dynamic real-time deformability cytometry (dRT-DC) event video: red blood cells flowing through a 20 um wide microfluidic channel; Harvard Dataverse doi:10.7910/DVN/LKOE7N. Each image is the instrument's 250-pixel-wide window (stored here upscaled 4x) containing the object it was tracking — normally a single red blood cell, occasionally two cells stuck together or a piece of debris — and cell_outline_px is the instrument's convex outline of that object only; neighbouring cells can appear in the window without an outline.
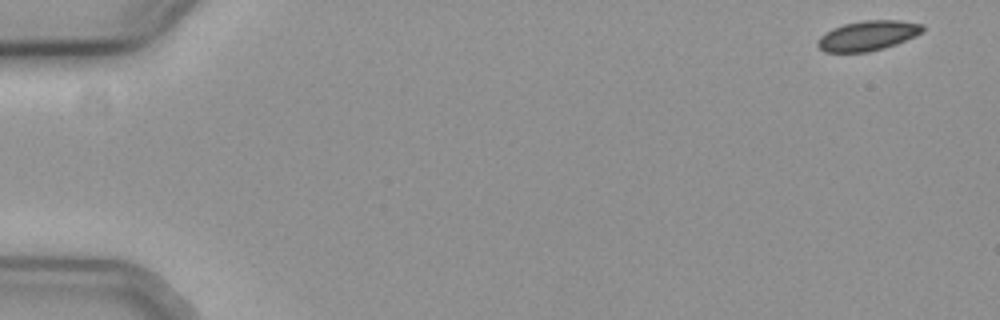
{"species": "common noctule bat (a hibernating species)", "species_latin": "Nyctalus noctula", "temperature_condition": "cold", "stored_images_in_passage": 55, "camera_frame_rate_fps": 3000, "um_per_image_px": 0.085, "animal": {"sex": "female", "body_mass_g": 19.3, "forearm_length_mm": 54.1}, "frame": {"image": 1, "passage_image": 1, "time_ms": 0.0, "image_size_px": [1000, 320], "cell_outline_px": [[924, 32], [916, 36], [896, 44], [884, 48], [868, 52], [824, 52], [816, 44], [816, 40], [820, 36], [832, 28], [844, 24], [864, 20], [896, 20], [924, 24]], "centroid_in_image_um": [73.77, 3.03], "position_along_channel_um": 11.2, "area_um2": 18.44}}
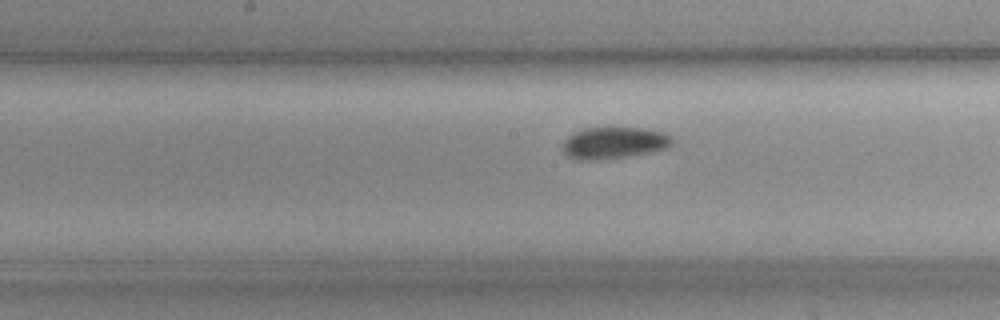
{"frame": {"image": 2, "passage_image": 28, "time_ms": 9.0, "image_size_px": [1000, 320], "cell_outline_px": [[676, 140], [668, 148], [652, 152], [628, 156], [596, 160], [580, 160], [568, 156], [560, 148], [560, 144], [568, 136], [576, 132], [588, 128], [612, 124], [640, 128], [664, 132], [672, 136]], "centroid_in_image_um": [52.21, 12.1], "position_along_channel_um": 196.0, "area_um2": 21.15}}
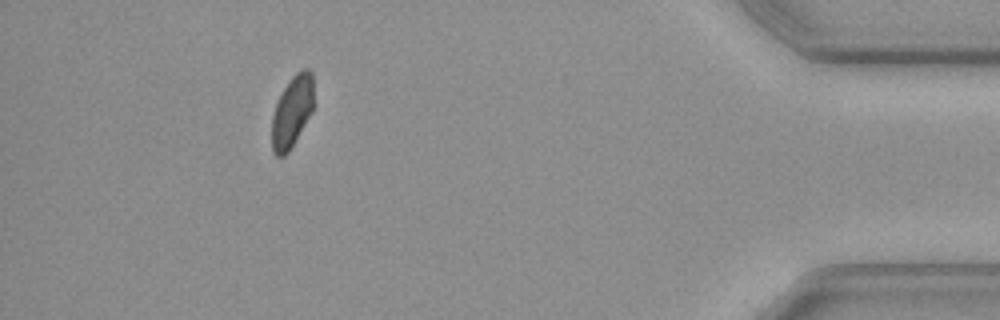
{"frame": {"image": 3, "passage_image": 50, "time_ms": 16.333, "image_size_px": [1000, 320], "cell_outline_px": [[312, 112], [288, 152], [284, 156], [276, 156], [272, 152], [272, 116], [276, 104], [284, 88], [292, 76], [296, 72], [304, 68], [308, 68], [312, 72]], "centroid_in_image_um": [24.81, 9.49], "position_along_channel_um": 410.4, "area_um2": 17.17}, "authors_computed_cell_mechanics": {"area_um2": 19.1896, "velocity_mm_per_s": 3.6904, "shape_relaxation_time_tau1_ms": 4.7173, "shape_relaxation_time_tau2_ms": null, "deformation_change_tau1": 0.0646, "deformation_change_tau2": null}}